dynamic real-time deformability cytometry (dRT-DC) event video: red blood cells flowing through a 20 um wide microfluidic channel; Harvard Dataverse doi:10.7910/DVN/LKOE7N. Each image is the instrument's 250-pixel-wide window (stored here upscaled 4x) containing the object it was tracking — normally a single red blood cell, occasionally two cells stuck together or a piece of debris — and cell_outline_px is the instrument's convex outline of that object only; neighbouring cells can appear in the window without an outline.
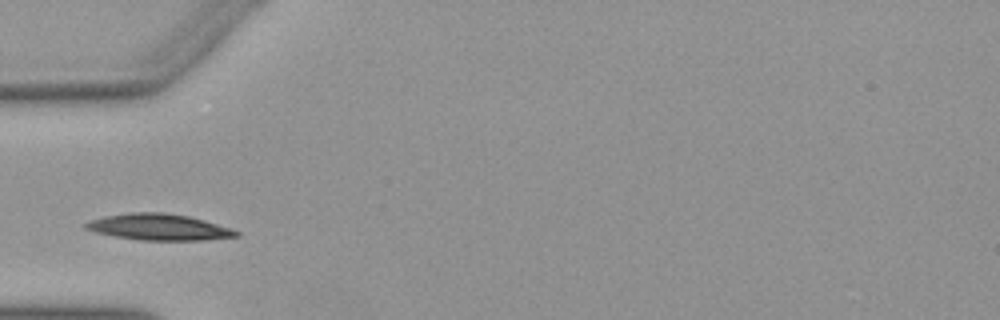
{"species": "Egyptian fruit bat (a non-hibernating species)", "species_latin": "Rousettus aegyptiacus", "temperature_condition": "warm", "stored_images_in_passage": 8, "camera_frame_rate_fps": 3000, "um_per_image_px": 0.085, "animal": {"sex": "female"}, "frame": {"image": 1, "passage_image": 1, "time_ms": 0.0, "image_size_px": [1000, 320], "cell_outline_px": [[240, 236], [204, 240], [140, 240], [112, 236], [96, 232], [84, 228], [84, 224], [92, 220], [104, 216], [128, 212], [164, 212], [188, 216], [204, 220], [240, 232]], "centroid_in_image_um": [13.48, 19.3], "position_along_channel_um": 71.5, "area_um2": 22.95}}
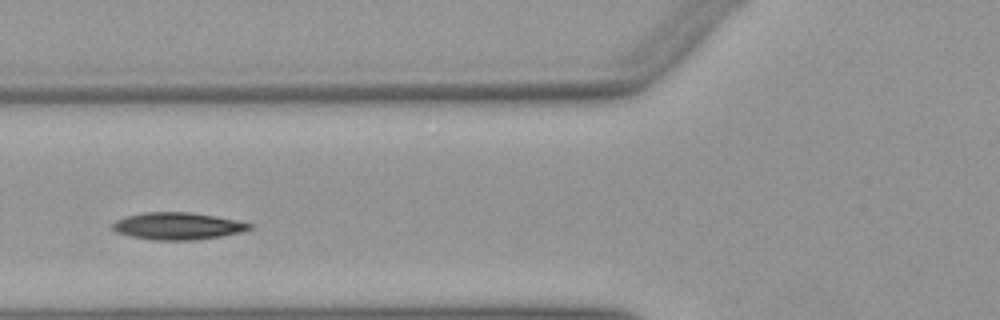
{"frame": {"image": 2, "passage_image": 4, "time_ms": 1.0, "image_size_px": [1000, 320], "cell_outline_px": [[252, 228], [240, 232], [220, 236], [196, 240], [152, 240], [132, 236], [116, 232], [112, 228], [112, 224], [116, 220], [128, 216], [144, 212], [192, 212], [216, 216], [236, 220], [252, 224]], "centroid_in_image_um": [15.1, 19.21], "position_along_channel_um": 110.7, "area_um2": 21.56}}